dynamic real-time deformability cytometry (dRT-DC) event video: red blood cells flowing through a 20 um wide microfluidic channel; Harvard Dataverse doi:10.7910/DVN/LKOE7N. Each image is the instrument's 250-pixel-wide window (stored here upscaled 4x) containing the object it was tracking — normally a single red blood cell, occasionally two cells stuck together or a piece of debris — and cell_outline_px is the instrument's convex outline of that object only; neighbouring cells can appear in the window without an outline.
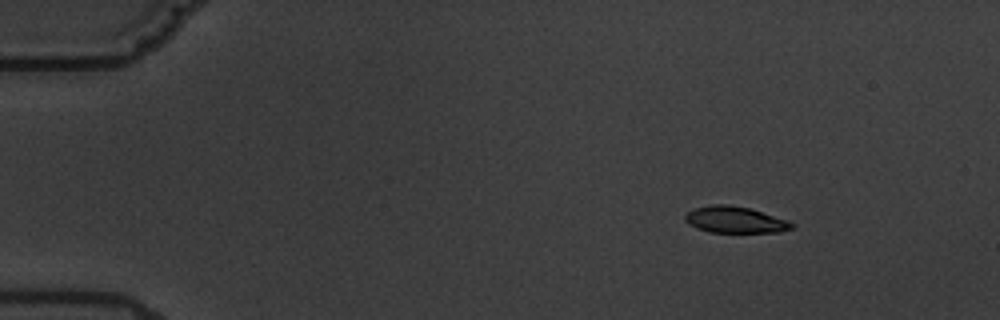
{"species": "common noctule bat (a hibernating species)", "species_latin": "Nyctalus noctula", "temperature_condition": "warm", "stored_images_in_passage": 5, "camera_frame_rate_fps": 3000, "um_per_image_px": 0.085, "animal": {"sex": "male", "body_mass_g": 19.5, "forearm_length_mm": 54.6}, "frame": {"image": 1, "passage_image": 2, "time_ms": 2.0, "image_size_px": [1000, 320], "cell_outline_px": [[796, 228], [780, 232], [712, 232], [688, 224], [684, 220], [684, 216], [692, 208], [712, 204], [728, 204], [748, 208], [788, 220], [796, 224]], "centroid_in_image_um": [62.51, 18.67], "position_along_channel_um": 22.5, "area_um2": 16.47}}
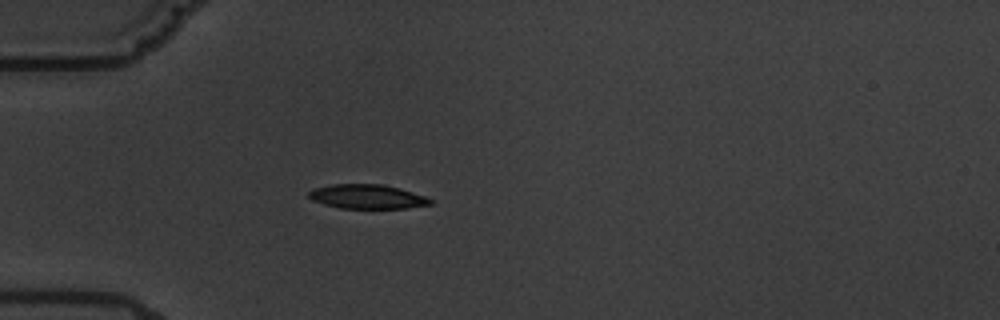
{"frame": {"image": 2, "passage_image": 5, "time_ms": 5.333, "image_size_px": [1000, 320], "cell_outline_px": [[432, 204], [408, 208], [340, 208], [324, 204], [312, 200], [308, 196], [308, 192], [312, 188], [332, 184], [384, 184], [412, 192], [424, 196], [432, 200]], "centroid_in_image_um": [31.18, 16.71], "position_along_channel_um": 53.8, "area_um2": 17.17}}